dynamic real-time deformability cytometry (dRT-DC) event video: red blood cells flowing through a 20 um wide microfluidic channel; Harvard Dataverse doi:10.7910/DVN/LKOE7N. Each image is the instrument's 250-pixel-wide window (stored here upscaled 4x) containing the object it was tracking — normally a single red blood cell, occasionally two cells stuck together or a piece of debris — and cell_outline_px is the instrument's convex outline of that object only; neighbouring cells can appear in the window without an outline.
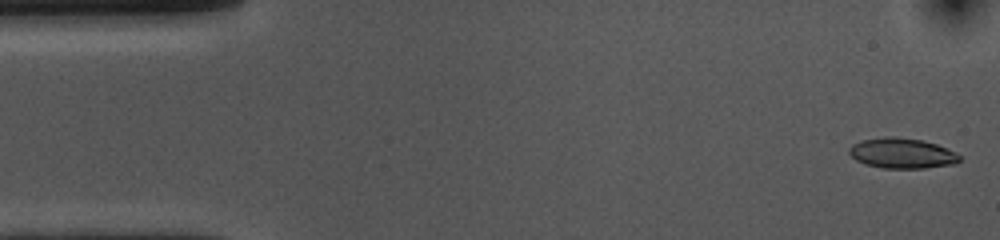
{"species": "common noctule bat (a hibernating species)", "species_latin": "Nyctalus noctula", "temperature_condition": "cold", "stored_images_in_passage": 43, "camera_frame_rate_fps": 3000, "um_per_image_px": 0.085, "animal": {"sex": "female", "body_mass_g": 10.0, "forearm_length_mm": 53.1}, "frame": {"image": 1, "passage_image": 1, "time_ms": 0.0, "image_size_px": [1000, 240], "cell_outline_px": [[960, 160], [956, 164], [924, 168], [884, 168], [864, 164], [856, 160], [848, 152], [848, 148], [852, 144], [864, 140], [888, 136], [892, 136], [924, 140], [936, 144], [956, 152], [960, 156]], "centroid_in_image_um": [76.68, 13.03], "position_along_channel_um": 8.3, "area_um2": 19.54}}
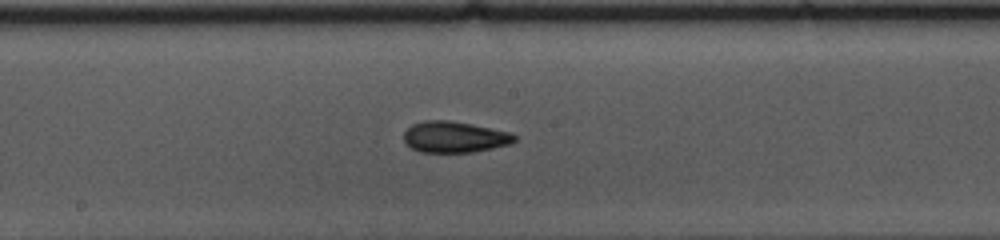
{"frame": {"image": 2, "passage_image": 26, "time_ms": 8.333, "image_size_px": [1000, 240], "cell_outline_px": [[516, 140], [508, 144], [492, 148], [472, 152], [420, 152], [412, 148], [404, 140], [404, 132], [412, 124], [424, 120], [448, 120], [472, 124], [512, 132], [516, 136]], "centroid_in_image_um": [38.64, 11.63], "position_along_channel_um": 209.6, "area_um2": 20.06}}
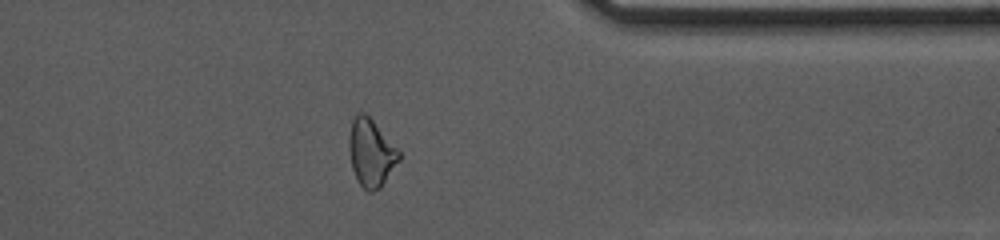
{"frame": {"image": 3, "passage_image": 41, "time_ms": 13.333, "image_size_px": [1000, 240], "cell_outline_px": [[400, 160], [380, 188], [372, 192], [368, 192], [356, 180], [352, 168], [348, 148], [348, 140], [352, 120], [360, 112], [364, 112], [372, 120], [400, 152]], "centroid_in_image_um": [31.52, 13.02], "position_along_channel_um": 379.9, "area_um2": 19.48}}